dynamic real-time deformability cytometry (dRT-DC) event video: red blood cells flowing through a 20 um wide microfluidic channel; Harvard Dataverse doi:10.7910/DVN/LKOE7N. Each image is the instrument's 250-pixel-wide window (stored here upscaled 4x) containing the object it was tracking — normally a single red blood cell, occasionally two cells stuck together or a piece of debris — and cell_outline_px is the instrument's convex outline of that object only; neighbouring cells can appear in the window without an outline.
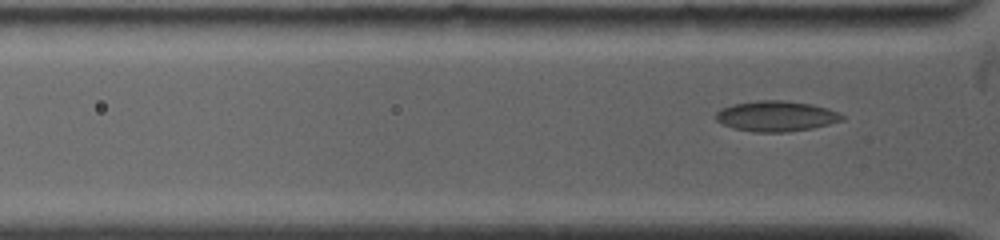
{"species": "common noctule bat (a hibernating species)", "species_latin": "Nyctalus noctula", "temperature_condition": "warm", "stored_images_in_passage": 3, "segment_of_instrument_passage": [2, 2], "camera_frame_rate_fps": 5000, "um_per_image_px": 0.085, "animal": {"sex": "female", "body_mass_g": 19.0, "forearm_length_mm": 53.3}, "frame": {"image": 1, "passage_image": 3, "time_ms": 1.4, "image_size_px": [1000, 240], "cell_outline_px": [[844, 120], [812, 128], [788, 132], [752, 132], [732, 128], [716, 120], [716, 112], [720, 108], [732, 104], [760, 100], [780, 100], [812, 104], [840, 112], [844, 116]], "centroid_in_image_um": [65.97, 9.87], "position_along_channel_um": 59.8, "area_um2": 22.48}}